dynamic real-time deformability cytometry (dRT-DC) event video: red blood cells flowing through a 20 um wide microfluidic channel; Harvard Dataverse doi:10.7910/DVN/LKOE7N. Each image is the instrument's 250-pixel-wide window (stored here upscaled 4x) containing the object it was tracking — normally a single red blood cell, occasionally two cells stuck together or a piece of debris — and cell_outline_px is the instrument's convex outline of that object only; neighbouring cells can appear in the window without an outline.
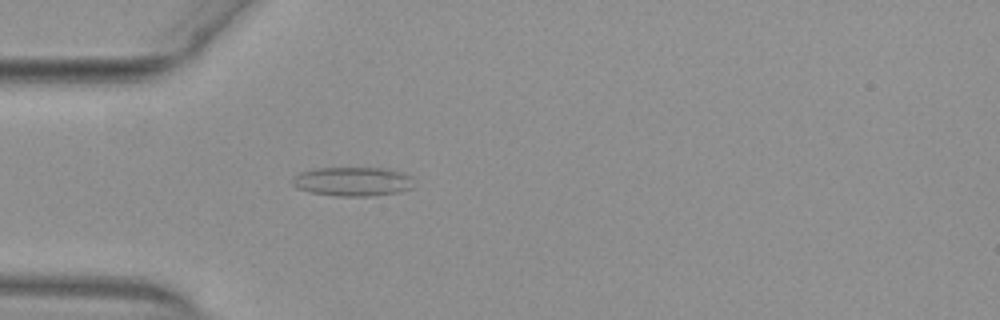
{"species": "common noctule bat (a hibernating species)", "species_latin": "Nyctalus noctula", "temperature_condition": "warm", "stored_images_in_passage": 39, "camera_frame_rate_fps": 3000, "um_per_image_px": 0.085, "animal": {"sex": "female", "body_mass_g": 29.2, "forearm_length_mm": 56.3}, "frame": {"image": 1, "passage_image": 2, "time_ms": 0.333, "image_size_px": [1000, 320], "cell_outline_px": [[412, 188], [400, 192], [376, 196], [336, 196], [312, 192], [296, 188], [292, 184], [292, 176], [300, 172], [320, 168], [384, 168], [400, 172], [412, 176]], "centroid_in_image_um": [29.98, 15.43], "position_along_channel_um": 55.0, "area_um2": 20.69}}
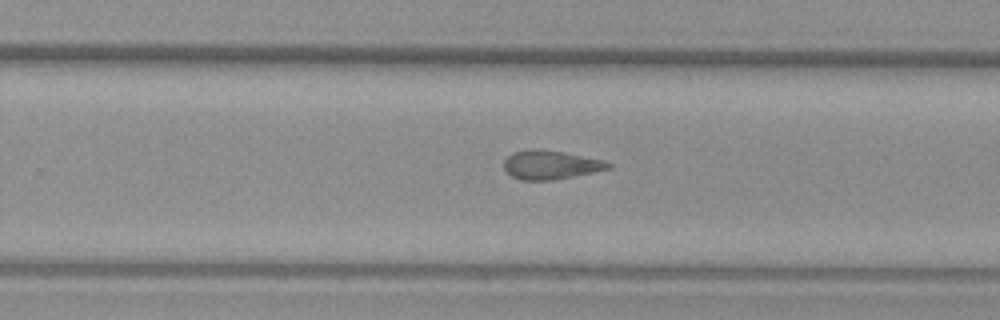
{"frame": {"image": 2, "passage_image": 20, "time_ms": 6.333, "image_size_px": [1000, 320], "cell_outline_px": [[612, 168], [552, 180], [520, 180], [512, 176], [504, 168], [504, 160], [512, 152], [560, 152], [604, 160], [612, 164]], "centroid_in_image_um": [46.83, 14.06], "position_along_channel_um": 283.0, "area_um2": 16.59}}
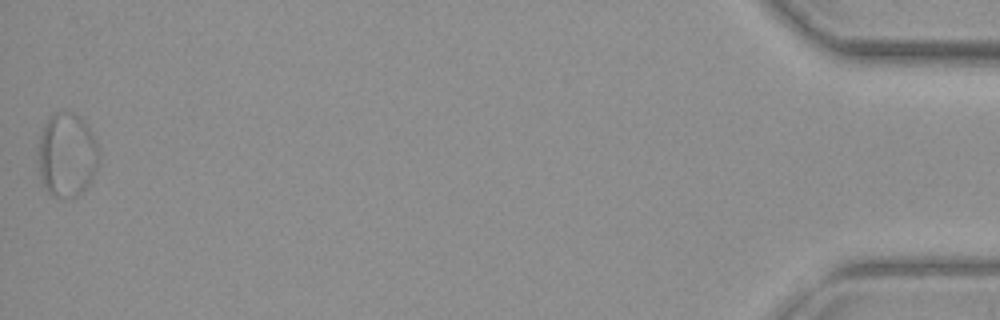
{"frame": {"image": 3, "passage_image": 39, "time_ms": 12.667, "image_size_px": [1000, 320], "cell_outline_px": [[100, 164], [92, 180], [76, 196], [56, 196], [48, 192], [40, 176], [36, 152], [40, 136], [48, 116], [52, 112], [72, 112], [80, 116], [84, 120], [96, 140], [100, 152]], "centroid_in_image_um": [5.7, 13.12], "position_along_channel_um": 429.5, "area_um2": 30.17}, "authors_computed_cell_mechanics": {"area_um2": 17.918, "velocity_mm_per_s": 3.9105, "shape_relaxation_time_tau1_ms": null, "shape_relaxation_time_tau2_ms": 2.5076, "deformation_change_tau1": null, "deformation_change_tau2": 0.104}}